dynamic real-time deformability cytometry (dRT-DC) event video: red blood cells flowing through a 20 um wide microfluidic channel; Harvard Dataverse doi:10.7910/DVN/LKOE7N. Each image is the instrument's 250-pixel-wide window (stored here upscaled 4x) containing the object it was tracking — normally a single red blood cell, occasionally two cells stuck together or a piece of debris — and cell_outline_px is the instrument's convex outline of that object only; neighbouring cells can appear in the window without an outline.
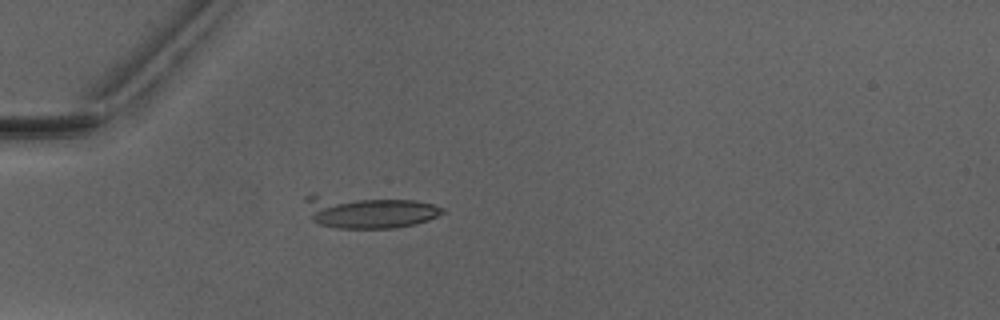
{"species": "Egyptian fruit bat (a non-hibernating species)", "species_latin": "Rousettus aegyptiacus", "temperature_condition": "warm", "stored_images_in_passage": 5, "camera_frame_rate_fps": 3000, "um_per_image_px": 0.085, "animal": {"sex": "male"}, "frame": {"image": 1, "passage_image": 5, "time_ms": 4.667, "image_size_px": [1000, 320], "cell_outline_px": [[444, 212], [428, 220], [396, 228], [340, 228], [320, 224], [312, 220], [304, 200], [304, 196], [312, 192], [412, 200], [432, 204], [444, 208]], "centroid_in_image_um": [31.22, 17.94], "position_along_channel_um": 53.8, "area_um2": 26.76}}